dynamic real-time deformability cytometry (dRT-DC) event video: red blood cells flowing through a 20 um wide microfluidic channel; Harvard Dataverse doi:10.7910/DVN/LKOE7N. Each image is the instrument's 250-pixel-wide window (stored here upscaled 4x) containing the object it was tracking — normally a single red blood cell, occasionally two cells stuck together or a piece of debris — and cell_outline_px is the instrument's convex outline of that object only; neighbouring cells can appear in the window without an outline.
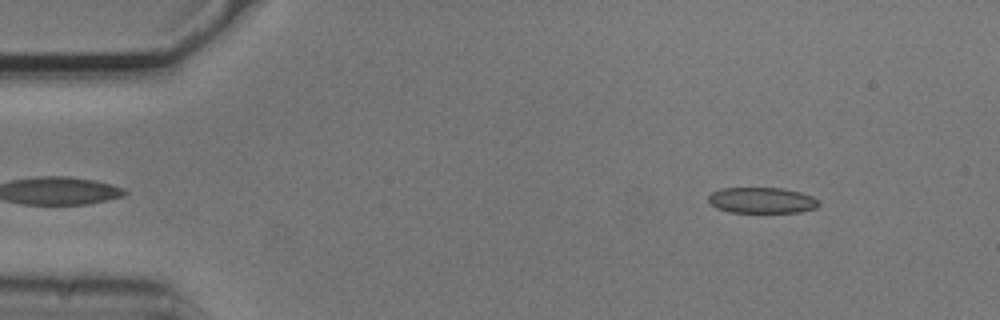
{"species": "common noctule bat (a hibernating species)", "species_latin": "Nyctalus noctula", "temperature_condition": "cold", "stored_images_in_passage": 49, "camera_frame_rate_fps": 3000, "um_per_image_px": 0.085, "animal": {"sex": "male", "body_mass_g": 20.5, "forearm_length_mm": 52.5}, "frame": {"image": 1, "passage_image": 2, "time_ms": 0.333, "image_size_px": [1000, 320], "cell_outline_px": [[820, 204], [816, 208], [800, 212], [728, 212], [716, 208], [708, 200], [708, 196], [712, 192], [720, 188], [784, 188], [800, 192], [812, 196]], "centroid_in_image_um": [64.74, 17.02], "position_along_channel_um": 20.3, "area_um2": 16.65}}
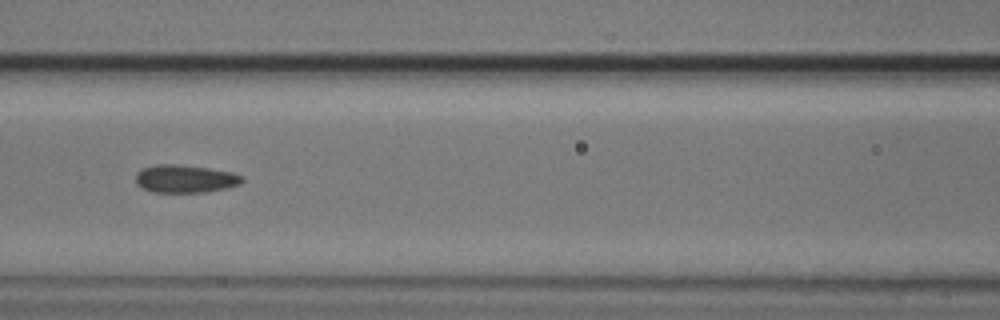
{"frame": {"image": 2, "passage_image": 19, "time_ms": 6.0, "image_size_px": [1000, 320], "cell_outline_px": [[244, 180], [240, 184], [224, 188], [204, 192], [152, 192], [140, 188], [136, 184], [136, 172], [140, 168], [156, 164], [180, 164], [208, 168], [232, 172], [244, 176]], "centroid_in_image_um": [15.69, 15.18], "position_along_channel_um": 150.9, "area_um2": 17.51}}
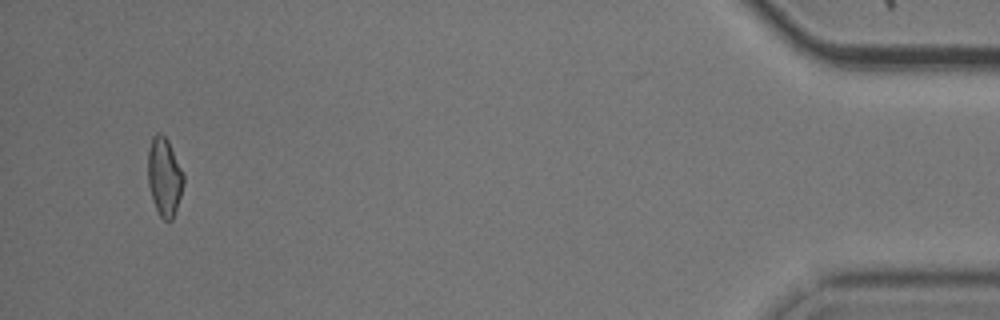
{"frame": {"image": 3, "passage_image": 47, "time_ms": 15.333, "image_size_px": [1000, 320], "cell_outline_px": [[184, 184], [172, 220], [164, 220], [160, 216], [152, 200], [148, 184], [148, 148], [152, 136], [156, 132], [160, 132], [168, 140], [184, 172]], "centroid_in_image_um": [13.97, 14.99], "position_along_channel_um": 421.2, "area_um2": 16.42}, "authors_computed_cell_mechanics": {"area_um2": 16.8198, "velocity_mm_per_s": 3.7404, "shape_relaxation_time_tau1_ms": 3.9952, "shape_relaxation_time_tau2_ms": 1.8236, "deformation_change_tau1": 0.1099, "deformation_change_tau2": 0.0886}}